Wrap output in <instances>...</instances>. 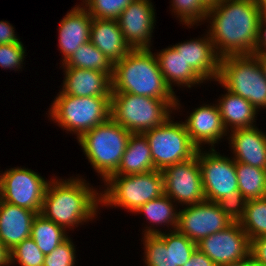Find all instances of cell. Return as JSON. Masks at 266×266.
I'll list each match as a JSON object with an SVG mask.
<instances>
[{
    "label": "cell",
    "instance_id": "cell-22",
    "mask_svg": "<svg viewBox=\"0 0 266 266\" xmlns=\"http://www.w3.org/2000/svg\"><path fill=\"white\" fill-rule=\"evenodd\" d=\"M231 147L236 162L266 169V135L257 127L231 130Z\"/></svg>",
    "mask_w": 266,
    "mask_h": 266
},
{
    "label": "cell",
    "instance_id": "cell-29",
    "mask_svg": "<svg viewBox=\"0 0 266 266\" xmlns=\"http://www.w3.org/2000/svg\"><path fill=\"white\" fill-rule=\"evenodd\" d=\"M239 223L250 240L266 235V197L247 200Z\"/></svg>",
    "mask_w": 266,
    "mask_h": 266
},
{
    "label": "cell",
    "instance_id": "cell-2",
    "mask_svg": "<svg viewBox=\"0 0 266 266\" xmlns=\"http://www.w3.org/2000/svg\"><path fill=\"white\" fill-rule=\"evenodd\" d=\"M111 93H131L166 101L178 108L175 93L166 84L156 55L150 48L132 49L113 66Z\"/></svg>",
    "mask_w": 266,
    "mask_h": 266
},
{
    "label": "cell",
    "instance_id": "cell-9",
    "mask_svg": "<svg viewBox=\"0 0 266 266\" xmlns=\"http://www.w3.org/2000/svg\"><path fill=\"white\" fill-rule=\"evenodd\" d=\"M170 117L161 125L144 132L156 170L193 158L198 148L193 144L183 123Z\"/></svg>",
    "mask_w": 266,
    "mask_h": 266
},
{
    "label": "cell",
    "instance_id": "cell-39",
    "mask_svg": "<svg viewBox=\"0 0 266 266\" xmlns=\"http://www.w3.org/2000/svg\"><path fill=\"white\" fill-rule=\"evenodd\" d=\"M251 256L257 266H266V235L251 240Z\"/></svg>",
    "mask_w": 266,
    "mask_h": 266
},
{
    "label": "cell",
    "instance_id": "cell-13",
    "mask_svg": "<svg viewBox=\"0 0 266 266\" xmlns=\"http://www.w3.org/2000/svg\"><path fill=\"white\" fill-rule=\"evenodd\" d=\"M232 223L216 202L205 200L179 211L176 230L197 244Z\"/></svg>",
    "mask_w": 266,
    "mask_h": 266
},
{
    "label": "cell",
    "instance_id": "cell-12",
    "mask_svg": "<svg viewBox=\"0 0 266 266\" xmlns=\"http://www.w3.org/2000/svg\"><path fill=\"white\" fill-rule=\"evenodd\" d=\"M162 174L164 194L171 199L187 205L206 200L197 153L189 160L165 167Z\"/></svg>",
    "mask_w": 266,
    "mask_h": 266
},
{
    "label": "cell",
    "instance_id": "cell-47",
    "mask_svg": "<svg viewBox=\"0 0 266 266\" xmlns=\"http://www.w3.org/2000/svg\"><path fill=\"white\" fill-rule=\"evenodd\" d=\"M208 8L216 5L221 0H201Z\"/></svg>",
    "mask_w": 266,
    "mask_h": 266
},
{
    "label": "cell",
    "instance_id": "cell-21",
    "mask_svg": "<svg viewBox=\"0 0 266 266\" xmlns=\"http://www.w3.org/2000/svg\"><path fill=\"white\" fill-rule=\"evenodd\" d=\"M90 42L114 65L122 60L132 47L126 42L117 20L92 18Z\"/></svg>",
    "mask_w": 266,
    "mask_h": 266
},
{
    "label": "cell",
    "instance_id": "cell-11",
    "mask_svg": "<svg viewBox=\"0 0 266 266\" xmlns=\"http://www.w3.org/2000/svg\"><path fill=\"white\" fill-rule=\"evenodd\" d=\"M210 153L197 150V159L201 169L202 186L207 201L217 202L225 196L238 192V180L235 161L221 156L215 149Z\"/></svg>",
    "mask_w": 266,
    "mask_h": 266
},
{
    "label": "cell",
    "instance_id": "cell-23",
    "mask_svg": "<svg viewBox=\"0 0 266 266\" xmlns=\"http://www.w3.org/2000/svg\"><path fill=\"white\" fill-rule=\"evenodd\" d=\"M156 170L147 138L142 133H131L120 166L113 175H132Z\"/></svg>",
    "mask_w": 266,
    "mask_h": 266
},
{
    "label": "cell",
    "instance_id": "cell-36",
    "mask_svg": "<svg viewBox=\"0 0 266 266\" xmlns=\"http://www.w3.org/2000/svg\"><path fill=\"white\" fill-rule=\"evenodd\" d=\"M75 246L69 238L58 245L51 253L46 254L43 266H74Z\"/></svg>",
    "mask_w": 266,
    "mask_h": 266
},
{
    "label": "cell",
    "instance_id": "cell-5",
    "mask_svg": "<svg viewBox=\"0 0 266 266\" xmlns=\"http://www.w3.org/2000/svg\"><path fill=\"white\" fill-rule=\"evenodd\" d=\"M217 81L226 90L248 100L256 109L266 107V78L254 55L221 57Z\"/></svg>",
    "mask_w": 266,
    "mask_h": 266
},
{
    "label": "cell",
    "instance_id": "cell-30",
    "mask_svg": "<svg viewBox=\"0 0 266 266\" xmlns=\"http://www.w3.org/2000/svg\"><path fill=\"white\" fill-rule=\"evenodd\" d=\"M136 212L145 214V217L149 219L150 223H167L172 225L174 230L177 228L178 224V214L173 207L171 198L166 194L160 197L150 200L143 204Z\"/></svg>",
    "mask_w": 266,
    "mask_h": 266
},
{
    "label": "cell",
    "instance_id": "cell-6",
    "mask_svg": "<svg viewBox=\"0 0 266 266\" xmlns=\"http://www.w3.org/2000/svg\"><path fill=\"white\" fill-rule=\"evenodd\" d=\"M51 108L49 115L52 120L77 134L79 139L110 118L111 97H77L60 92Z\"/></svg>",
    "mask_w": 266,
    "mask_h": 266
},
{
    "label": "cell",
    "instance_id": "cell-40",
    "mask_svg": "<svg viewBox=\"0 0 266 266\" xmlns=\"http://www.w3.org/2000/svg\"><path fill=\"white\" fill-rule=\"evenodd\" d=\"M265 24H266V13H263L260 23H259L258 32H257V40L255 43L254 54L266 53V28L265 30L263 29V27H266Z\"/></svg>",
    "mask_w": 266,
    "mask_h": 266
},
{
    "label": "cell",
    "instance_id": "cell-37",
    "mask_svg": "<svg viewBox=\"0 0 266 266\" xmlns=\"http://www.w3.org/2000/svg\"><path fill=\"white\" fill-rule=\"evenodd\" d=\"M246 199L238 192H232V195L225 196L216 203L223 213H225L233 222H239L245 212Z\"/></svg>",
    "mask_w": 266,
    "mask_h": 266
},
{
    "label": "cell",
    "instance_id": "cell-15",
    "mask_svg": "<svg viewBox=\"0 0 266 266\" xmlns=\"http://www.w3.org/2000/svg\"><path fill=\"white\" fill-rule=\"evenodd\" d=\"M117 22L132 49L149 48L155 13L149 0H134L119 15Z\"/></svg>",
    "mask_w": 266,
    "mask_h": 266
},
{
    "label": "cell",
    "instance_id": "cell-38",
    "mask_svg": "<svg viewBox=\"0 0 266 266\" xmlns=\"http://www.w3.org/2000/svg\"><path fill=\"white\" fill-rule=\"evenodd\" d=\"M24 46L21 42L0 45V66L2 68H20L24 61Z\"/></svg>",
    "mask_w": 266,
    "mask_h": 266
},
{
    "label": "cell",
    "instance_id": "cell-34",
    "mask_svg": "<svg viewBox=\"0 0 266 266\" xmlns=\"http://www.w3.org/2000/svg\"><path fill=\"white\" fill-rule=\"evenodd\" d=\"M44 258L45 255L31 237L24 239L10 251V263L16 260L21 266H43Z\"/></svg>",
    "mask_w": 266,
    "mask_h": 266
},
{
    "label": "cell",
    "instance_id": "cell-33",
    "mask_svg": "<svg viewBox=\"0 0 266 266\" xmlns=\"http://www.w3.org/2000/svg\"><path fill=\"white\" fill-rule=\"evenodd\" d=\"M133 1L134 0H85V9L92 18L117 20L124 9Z\"/></svg>",
    "mask_w": 266,
    "mask_h": 266
},
{
    "label": "cell",
    "instance_id": "cell-4",
    "mask_svg": "<svg viewBox=\"0 0 266 266\" xmlns=\"http://www.w3.org/2000/svg\"><path fill=\"white\" fill-rule=\"evenodd\" d=\"M130 135V131L110 117L78 139L89 162L104 181L118 170Z\"/></svg>",
    "mask_w": 266,
    "mask_h": 266
},
{
    "label": "cell",
    "instance_id": "cell-16",
    "mask_svg": "<svg viewBox=\"0 0 266 266\" xmlns=\"http://www.w3.org/2000/svg\"><path fill=\"white\" fill-rule=\"evenodd\" d=\"M113 72L65 67L62 93L77 97H111Z\"/></svg>",
    "mask_w": 266,
    "mask_h": 266
},
{
    "label": "cell",
    "instance_id": "cell-20",
    "mask_svg": "<svg viewBox=\"0 0 266 266\" xmlns=\"http://www.w3.org/2000/svg\"><path fill=\"white\" fill-rule=\"evenodd\" d=\"M92 17L84 7H74L61 20L59 26V48L64 63L80 45L90 41Z\"/></svg>",
    "mask_w": 266,
    "mask_h": 266
},
{
    "label": "cell",
    "instance_id": "cell-46",
    "mask_svg": "<svg viewBox=\"0 0 266 266\" xmlns=\"http://www.w3.org/2000/svg\"><path fill=\"white\" fill-rule=\"evenodd\" d=\"M259 9L266 13V0H254Z\"/></svg>",
    "mask_w": 266,
    "mask_h": 266
},
{
    "label": "cell",
    "instance_id": "cell-24",
    "mask_svg": "<svg viewBox=\"0 0 266 266\" xmlns=\"http://www.w3.org/2000/svg\"><path fill=\"white\" fill-rule=\"evenodd\" d=\"M160 71L166 84L172 89V83L185 85L191 88V85L203 83V79L187 64L182 53H178L175 48L168 47L156 54Z\"/></svg>",
    "mask_w": 266,
    "mask_h": 266
},
{
    "label": "cell",
    "instance_id": "cell-14",
    "mask_svg": "<svg viewBox=\"0 0 266 266\" xmlns=\"http://www.w3.org/2000/svg\"><path fill=\"white\" fill-rule=\"evenodd\" d=\"M197 249L217 266L236 262L251 256V240L239 222L203 238Z\"/></svg>",
    "mask_w": 266,
    "mask_h": 266
},
{
    "label": "cell",
    "instance_id": "cell-28",
    "mask_svg": "<svg viewBox=\"0 0 266 266\" xmlns=\"http://www.w3.org/2000/svg\"><path fill=\"white\" fill-rule=\"evenodd\" d=\"M63 66L113 72L114 65L94 44L88 41L80 45L74 54L63 63Z\"/></svg>",
    "mask_w": 266,
    "mask_h": 266
},
{
    "label": "cell",
    "instance_id": "cell-27",
    "mask_svg": "<svg viewBox=\"0 0 266 266\" xmlns=\"http://www.w3.org/2000/svg\"><path fill=\"white\" fill-rule=\"evenodd\" d=\"M238 190L246 200L266 197V169L235 161Z\"/></svg>",
    "mask_w": 266,
    "mask_h": 266
},
{
    "label": "cell",
    "instance_id": "cell-44",
    "mask_svg": "<svg viewBox=\"0 0 266 266\" xmlns=\"http://www.w3.org/2000/svg\"><path fill=\"white\" fill-rule=\"evenodd\" d=\"M222 266H257L252 258V256L246 257L242 260L236 262H230Z\"/></svg>",
    "mask_w": 266,
    "mask_h": 266
},
{
    "label": "cell",
    "instance_id": "cell-8",
    "mask_svg": "<svg viewBox=\"0 0 266 266\" xmlns=\"http://www.w3.org/2000/svg\"><path fill=\"white\" fill-rule=\"evenodd\" d=\"M171 106L162 99L131 93H111L110 117L131 133H144L171 117Z\"/></svg>",
    "mask_w": 266,
    "mask_h": 266
},
{
    "label": "cell",
    "instance_id": "cell-7",
    "mask_svg": "<svg viewBox=\"0 0 266 266\" xmlns=\"http://www.w3.org/2000/svg\"><path fill=\"white\" fill-rule=\"evenodd\" d=\"M107 189L100 193L101 203L136 212L143 204L164 194L161 170L132 175H111L106 180Z\"/></svg>",
    "mask_w": 266,
    "mask_h": 266
},
{
    "label": "cell",
    "instance_id": "cell-19",
    "mask_svg": "<svg viewBox=\"0 0 266 266\" xmlns=\"http://www.w3.org/2000/svg\"><path fill=\"white\" fill-rule=\"evenodd\" d=\"M178 53H182L188 65L203 79H218L221 57L215 51L211 39H196L175 46Z\"/></svg>",
    "mask_w": 266,
    "mask_h": 266
},
{
    "label": "cell",
    "instance_id": "cell-25",
    "mask_svg": "<svg viewBox=\"0 0 266 266\" xmlns=\"http://www.w3.org/2000/svg\"><path fill=\"white\" fill-rule=\"evenodd\" d=\"M218 107L226 130L228 126L233 130L254 126L257 109L245 98L227 90Z\"/></svg>",
    "mask_w": 266,
    "mask_h": 266
},
{
    "label": "cell",
    "instance_id": "cell-43",
    "mask_svg": "<svg viewBox=\"0 0 266 266\" xmlns=\"http://www.w3.org/2000/svg\"><path fill=\"white\" fill-rule=\"evenodd\" d=\"M10 264V251L0 241V266H8Z\"/></svg>",
    "mask_w": 266,
    "mask_h": 266
},
{
    "label": "cell",
    "instance_id": "cell-45",
    "mask_svg": "<svg viewBox=\"0 0 266 266\" xmlns=\"http://www.w3.org/2000/svg\"><path fill=\"white\" fill-rule=\"evenodd\" d=\"M254 56L258 59L259 64L262 67L264 76L266 78V53H264V54H254Z\"/></svg>",
    "mask_w": 266,
    "mask_h": 266
},
{
    "label": "cell",
    "instance_id": "cell-31",
    "mask_svg": "<svg viewBox=\"0 0 266 266\" xmlns=\"http://www.w3.org/2000/svg\"><path fill=\"white\" fill-rule=\"evenodd\" d=\"M146 234H157L165 244H173L174 266H183L197 249L195 242L177 230H171V233L164 234V232L149 226L144 235Z\"/></svg>",
    "mask_w": 266,
    "mask_h": 266
},
{
    "label": "cell",
    "instance_id": "cell-26",
    "mask_svg": "<svg viewBox=\"0 0 266 266\" xmlns=\"http://www.w3.org/2000/svg\"><path fill=\"white\" fill-rule=\"evenodd\" d=\"M65 232L62 226L55 224L38 213L33 219L30 237L41 252L46 255L68 238Z\"/></svg>",
    "mask_w": 266,
    "mask_h": 266
},
{
    "label": "cell",
    "instance_id": "cell-10",
    "mask_svg": "<svg viewBox=\"0 0 266 266\" xmlns=\"http://www.w3.org/2000/svg\"><path fill=\"white\" fill-rule=\"evenodd\" d=\"M48 183L34 171L12 168L0 175V199L38 214Z\"/></svg>",
    "mask_w": 266,
    "mask_h": 266
},
{
    "label": "cell",
    "instance_id": "cell-41",
    "mask_svg": "<svg viewBox=\"0 0 266 266\" xmlns=\"http://www.w3.org/2000/svg\"><path fill=\"white\" fill-rule=\"evenodd\" d=\"M14 28L6 21H0V45L21 42L14 34Z\"/></svg>",
    "mask_w": 266,
    "mask_h": 266
},
{
    "label": "cell",
    "instance_id": "cell-42",
    "mask_svg": "<svg viewBox=\"0 0 266 266\" xmlns=\"http://www.w3.org/2000/svg\"><path fill=\"white\" fill-rule=\"evenodd\" d=\"M183 266H217L199 249H196L190 259Z\"/></svg>",
    "mask_w": 266,
    "mask_h": 266
},
{
    "label": "cell",
    "instance_id": "cell-18",
    "mask_svg": "<svg viewBox=\"0 0 266 266\" xmlns=\"http://www.w3.org/2000/svg\"><path fill=\"white\" fill-rule=\"evenodd\" d=\"M36 212L0 199V241L11 251L30 237Z\"/></svg>",
    "mask_w": 266,
    "mask_h": 266
},
{
    "label": "cell",
    "instance_id": "cell-35",
    "mask_svg": "<svg viewBox=\"0 0 266 266\" xmlns=\"http://www.w3.org/2000/svg\"><path fill=\"white\" fill-rule=\"evenodd\" d=\"M173 12L180 17L186 25H192L207 19L209 8L201 0H173Z\"/></svg>",
    "mask_w": 266,
    "mask_h": 266
},
{
    "label": "cell",
    "instance_id": "cell-32",
    "mask_svg": "<svg viewBox=\"0 0 266 266\" xmlns=\"http://www.w3.org/2000/svg\"><path fill=\"white\" fill-rule=\"evenodd\" d=\"M144 237L147 266H174L173 244H165L157 234H146Z\"/></svg>",
    "mask_w": 266,
    "mask_h": 266
},
{
    "label": "cell",
    "instance_id": "cell-1",
    "mask_svg": "<svg viewBox=\"0 0 266 266\" xmlns=\"http://www.w3.org/2000/svg\"><path fill=\"white\" fill-rule=\"evenodd\" d=\"M262 15L254 0H221L209 7L206 17H212V22L208 35L217 54L254 55Z\"/></svg>",
    "mask_w": 266,
    "mask_h": 266
},
{
    "label": "cell",
    "instance_id": "cell-17",
    "mask_svg": "<svg viewBox=\"0 0 266 266\" xmlns=\"http://www.w3.org/2000/svg\"><path fill=\"white\" fill-rule=\"evenodd\" d=\"M184 125L191 141L198 149L203 142L214 146L227 132L218 105H206L195 109Z\"/></svg>",
    "mask_w": 266,
    "mask_h": 266
},
{
    "label": "cell",
    "instance_id": "cell-3",
    "mask_svg": "<svg viewBox=\"0 0 266 266\" xmlns=\"http://www.w3.org/2000/svg\"><path fill=\"white\" fill-rule=\"evenodd\" d=\"M84 181H49L40 214L64 229L94 218L101 198Z\"/></svg>",
    "mask_w": 266,
    "mask_h": 266
}]
</instances>
